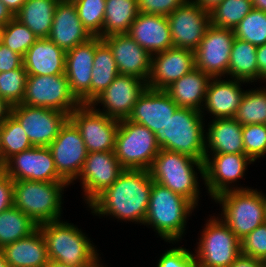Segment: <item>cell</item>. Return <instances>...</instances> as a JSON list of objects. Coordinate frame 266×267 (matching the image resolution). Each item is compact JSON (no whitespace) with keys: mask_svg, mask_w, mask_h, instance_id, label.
I'll use <instances>...</instances> for the list:
<instances>
[{"mask_svg":"<svg viewBox=\"0 0 266 267\" xmlns=\"http://www.w3.org/2000/svg\"><path fill=\"white\" fill-rule=\"evenodd\" d=\"M37 39L27 26L15 18L0 28V42L22 57Z\"/></svg>","mask_w":266,"mask_h":267,"instance_id":"ab89813d","label":"cell"},{"mask_svg":"<svg viewBox=\"0 0 266 267\" xmlns=\"http://www.w3.org/2000/svg\"><path fill=\"white\" fill-rule=\"evenodd\" d=\"M146 88L147 82L144 80L119 74L90 105L113 119H128L139 96ZM98 105H102V109L97 108Z\"/></svg>","mask_w":266,"mask_h":267,"instance_id":"2e32d148","label":"cell"},{"mask_svg":"<svg viewBox=\"0 0 266 267\" xmlns=\"http://www.w3.org/2000/svg\"><path fill=\"white\" fill-rule=\"evenodd\" d=\"M198 264V260L192 251L178 246L169 250L167 249L160 256L156 267H197Z\"/></svg>","mask_w":266,"mask_h":267,"instance_id":"f6af8a7d","label":"cell"},{"mask_svg":"<svg viewBox=\"0 0 266 267\" xmlns=\"http://www.w3.org/2000/svg\"><path fill=\"white\" fill-rule=\"evenodd\" d=\"M104 263H102L100 261V259L95 263L93 264L91 267H106V265L103 266Z\"/></svg>","mask_w":266,"mask_h":267,"instance_id":"91938a15","label":"cell"},{"mask_svg":"<svg viewBox=\"0 0 266 267\" xmlns=\"http://www.w3.org/2000/svg\"><path fill=\"white\" fill-rule=\"evenodd\" d=\"M59 0H26L14 15L27 26L37 38H47L53 22L54 11Z\"/></svg>","mask_w":266,"mask_h":267,"instance_id":"4dcf8cb0","label":"cell"},{"mask_svg":"<svg viewBox=\"0 0 266 267\" xmlns=\"http://www.w3.org/2000/svg\"><path fill=\"white\" fill-rule=\"evenodd\" d=\"M258 82L266 81V44L257 47Z\"/></svg>","mask_w":266,"mask_h":267,"instance_id":"f907efd6","label":"cell"},{"mask_svg":"<svg viewBox=\"0 0 266 267\" xmlns=\"http://www.w3.org/2000/svg\"><path fill=\"white\" fill-rule=\"evenodd\" d=\"M234 119L242 126L266 124V87L245 90Z\"/></svg>","mask_w":266,"mask_h":267,"instance_id":"d590c367","label":"cell"},{"mask_svg":"<svg viewBox=\"0 0 266 267\" xmlns=\"http://www.w3.org/2000/svg\"><path fill=\"white\" fill-rule=\"evenodd\" d=\"M241 83L245 84L247 82L232 78H211L205 103L201 110L203 117L206 114L204 111H207L213 119L234 118L245 93L241 88Z\"/></svg>","mask_w":266,"mask_h":267,"instance_id":"d4e9b609","label":"cell"},{"mask_svg":"<svg viewBox=\"0 0 266 267\" xmlns=\"http://www.w3.org/2000/svg\"><path fill=\"white\" fill-rule=\"evenodd\" d=\"M221 205V220L241 240L265 223L264 193L257 189L227 191L213 199Z\"/></svg>","mask_w":266,"mask_h":267,"instance_id":"52a82bcc","label":"cell"},{"mask_svg":"<svg viewBox=\"0 0 266 267\" xmlns=\"http://www.w3.org/2000/svg\"><path fill=\"white\" fill-rule=\"evenodd\" d=\"M23 65V57L0 42V72H9Z\"/></svg>","mask_w":266,"mask_h":267,"instance_id":"7dc6e473","label":"cell"},{"mask_svg":"<svg viewBox=\"0 0 266 267\" xmlns=\"http://www.w3.org/2000/svg\"><path fill=\"white\" fill-rule=\"evenodd\" d=\"M179 107L165 90L146 88L135 103L128 120L153 133L164 128Z\"/></svg>","mask_w":266,"mask_h":267,"instance_id":"603a6c76","label":"cell"},{"mask_svg":"<svg viewBox=\"0 0 266 267\" xmlns=\"http://www.w3.org/2000/svg\"><path fill=\"white\" fill-rule=\"evenodd\" d=\"M153 179L149 170L124 169L117 180L87 207L94 216H112L117 221L144 224L149 207Z\"/></svg>","mask_w":266,"mask_h":267,"instance_id":"6da1fadb","label":"cell"},{"mask_svg":"<svg viewBox=\"0 0 266 267\" xmlns=\"http://www.w3.org/2000/svg\"><path fill=\"white\" fill-rule=\"evenodd\" d=\"M264 212H265V220H266V194H264Z\"/></svg>","mask_w":266,"mask_h":267,"instance_id":"94428289","label":"cell"},{"mask_svg":"<svg viewBox=\"0 0 266 267\" xmlns=\"http://www.w3.org/2000/svg\"><path fill=\"white\" fill-rule=\"evenodd\" d=\"M195 68V52L189 49L171 47L152 55L151 71L147 87L165 90L174 81Z\"/></svg>","mask_w":266,"mask_h":267,"instance_id":"ffe728a7","label":"cell"},{"mask_svg":"<svg viewBox=\"0 0 266 267\" xmlns=\"http://www.w3.org/2000/svg\"><path fill=\"white\" fill-rule=\"evenodd\" d=\"M149 173L153 181L185 197L198 207V201L201 200L198 173L204 179V162L178 152L160 149L149 168Z\"/></svg>","mask_w":266,"mask_h":267,"instance_id":"5b68a950","label":"cell"},{"mask_svg":"<svg viewBox=\"0 0 266 267\" xmlns=\"http://www.w3.org/2000/svg\"><path fill=\"white\" fill-rule=\"evenodd\" d=\"M47 38L65 52L92 38L83 27L72 0L58 1Z\"/></svg>","mask_w":266,"mask_h":267,"instance_id":"cb8c5ba5","label":"cell"},{"mask_svg":"<svg viewBox=\"0 0 266 267\" xmlns=\"http://www.w3.org/2000/svg\"><path fill=\"white\" fill-rule=\"evenodd\" d=\"M253 163L245 153L205 154L203 184L211 199L227 191L251 189L238 187L237 181L244 177L248 165Z\"/></svg>","mask_w":266,"mask_h":267,"instance_id":"8fae6325","label":"cell"},{"mask_svg":"<svg viewBox=\"0 0 266 267\" xmlns=\"http://www.w3.org/2000/svg\"><path fill=\"white\" fill-rule=\"evenodd\" d=\"M252 9V0H223L210 12L211 25L234 30Z\"/></svg>","mask_w":266,"mask_h":267,"instance_id":"74e56055","label":"cell"},{"mask_svg":"<svg viewBox=\"0 0 266 267\" xmlns=\"http://www.w3.org/2000/svg\"><path fill=\"white\" fill-rule=\"evenodd\" d=\"M229 267H265V262L241 253Z\"/></svg>","mask_w":266,"mask_h":267,"instance_id":"681fc988","label":"cell"},{"mask_svg":"<svg viewBox=\"0 0 266 267\" xmlns=\"http://www.w3.org/2000/svg\"><path fill=\"white\" fill-rule=\"evenodd\" d=\"M21 104L70 114L81 103L72 94L65 74L28 75Z\"/></svg>","mask_w":266,"mask_h":267,"instance_id":"30bf717a","label":"cell"},{"mask_svg":"<svg viewBox=\"0 0 266 267\" xmlns=\"http://www.w3.org/2000/svg\"><path fill=\"white\" fill-rule=\"evenodd\" d=\"M66 182L13 180V205L35 223L61 219Z\"/></svg>","mask_w":266,"mask_h":267,"instance_id":"8992f818","label":"cell"},{"mask_svg":"<svg viewBox=\"0 0 266 267\" xmlns=\"http://www.w3.org/2000/svg\"><path fill=\"white\" fill-rule=\"evenodd\" d=\"M242 138L245 154L256 162L266 155V124L242 126Z\"/></svg>","mask_w":266,"mask_h":267,"instance_id":"7bdbcfd3","label":"cell"},{"mask_svg":"<svg viewBox=\"0 0 266 267\" xmlns=\"http://www.w3.org/2000/svg\"><path fill=\"white\" fill-rule=\"evenodd\" d=\"M11 107L8 102L0 97V126L5 122L6 118L11 114Z\"/></svg>","mask_w":266,"mask_h":267,"instance_id":"db71d44e","label":"cell"},{"mask_svg":"<svg viewBox=\"0 0 266 267\" xmlns=\"http://www.w3.org/2000/svg\"><path fill=\"white\" fill-rule=\"evenodd\" d=\"M11 115L21 124L33 146L48 147L59 134L69 115L57 110L18 104Z\"/></svg>","mask_w":266,"mask_h":267,"instance_id":"5bb4252c","label":"cell"},{"mask_svg":"<svg viewBox=\"0 0 266 267\" xmlns=\"http://www.w3.org/2000/svg\"><path fill=\"white\" fill-rule=\"evenodd\" d=\"M209 121L205 134V154L245 153L242 125L239 122L234 118H217Z\"/></svg>","mask_w":266,"mask_h":267,"instance_id":"83f0119b","label":"cell"},{"mask_svg":"<svg viewBox=\"0 0 266 267\" xmlns=\"http://www.w3.org/2000/svg\"><path fill=\"white\" fill-rule=\"evenodd\" d=\"M127 34L151 56L174 47L167 16L139 13Z\"/></svg>","mask_w":266,"mask_h":267,"instance_id":"484cf974","label":"cell"},{"mask_svg":"<svg viewBox=\"0 0 266 267\" xmlns=\"http://www.w3.org/2000/svg\"><path fill=\"white\" fill-rule=\"evenodd\" d=\"M187 0H137L139 13L168 16Z\"/></svg>","mask_w":266,"mask_h":267,"instance_id":"bcb514c9","label":"cell"},{"mask_svg":"<svg viewBox=\"0 0 266 267\" xmlns=\"http://www.w3.org/2000/svg\"><path fill=\"white\" fill-rule=\"evenodd\" d=\"M253 9L266 12V0H252Z\"/></svg>","mask_w":266,"mask_h":267,"instance_id":"9f6ffc18","label":"cell"},{"mask_svg":"<svg viewBox=\"0 0 266 267\" xmlns=\"http://www.w3.org/2000/svg\"><path fill=\"white\" fill-rule=\"evenodd\" d=\"M27 76L24 65L9 72H0V97H3L10 106L21 104Z\"/></svg>","mask_w":266,"mask_h":267,"instance_id":"b9f144b4","label":"cell"},{"mask_svg":"<svg viewBox=\"0 0 266 267\" xmlns=\"http://www.w3.org/2000/svg\"><path fill=\"white\" fill-rule=\"evenodd\" d=\"M123 170L114 151L88 153L77 178L81 182L85 204H89L102 191L110 187Z\"/></svg>","mask_w":266,"mask_h":267,"instance_id":"d6986e66","label":"cell"},{"mask_svg":"<svg viewBox=\"0 0 266 267\" xmlns=\"http://www.w3.org/2000/svg\"><path fill=\"white\" fill-rule=\"evenodd\" d=\"M235 40L232 29L210 25L195 52V68L211 78L227 76L231 49ZM225 76V77H224Z\"/></svg>","mask_w":266,"mask_h":267,"instance_id":"9a60e30c","label":"cell"},{"mask_svg":"<svg viewBox=\"0 0 266 267\" xmlns=\"http://www.w3.org/2000/svg\"><path fill=\"white\" fill-rule=\"evenodd\" d=\"M111 48L119 74L134 76L147 82L151 71V54L127 33L102 38Z\"/></svg>","mask_w":266,"mask_h":267,"instance_id":"7402d4cb","label":"cell"},{"mask_svg":"<svg viewBox=\"0 0 266 267\" xmlns=\"http://www.w3.org/2000/svg\"><path fill=\"white\" fill-rule=\"evenodd\" d=\"M0 139H1V133H0ZM0 169H1V151H0Z\"/></svg>","mask_w":266,"mask_h":267,"instance_id":"6125c7cd","label":"cell"},{"mask_svg":"<svg viewBox=\"0 0 266 267\" xmlns=\"http://www.w3.org/2000/svg\"><path fill=\"white\" fill-rule=\"evenodd\" d=\"M257 47L253 44L235 38L228 65V78L242 80L248 83L257 82Z\"/></svg>","mask_w":266,"mask_h":267,"instance_id":"d6a6232c","label":"cell"},{"mask_svg":"<svg viewBox=\"0 0 266 267\" xmlns=\"http://www.w3.org/2000/svg\"><path fill=\"white\" fill-rule=\"evenodd\" d=\"M119 75L111 48L100 37H96V50L91 78V102L99 96Z\"/></svg>","mask_w":266,"mask_h":267,"instance_id":"1f68e13d","label":"cell"},{"mask_svg":"<svg viewBox=\"0 0 266 267\" xmlns=\"http://www.w3.org/2000/svg\"><path fill=\"white\" fill-rule=\"evenodd\" d=\"M0 267H9L8 263L6 262V260L4 259L1 251H0Z\"/></svg>","mask_w":266,"mask_h":267,"instance_id":"680465c9","label":"cell"},{"mask_svg":"<svg viewBox=\"0 0 266 267\" xmlns=\"http://www.w3.org/2000/svg\"><path fill=\"white\" fill-rule=\"evenodd\" d=\"M197 6L204 11L210 13L214 10L223 0H192Z\"/></svg>","mask_w":266,"mask_h":267,"instance_id":"816d5d0a","label":"cell"},{"mask_svg":"<svg viewBox=\"0 0 266 267\" xmlns=\"http://www.w3.org/2000/svg\"><path fill=\"white\" fill-rule=\"evenodd\" d=\"M5 6L15 15L26 2V0H1Z\"/></svg>","mask_w":266,"mask_h":267,"instance_id":"11a10c76","label":"cell"},{"mask_svg":"<svg viewBox=\"0 0 266 267\" xmlns=\"http://www.w3.org/2000/svg\"><path fill=\"white\" fill-rule=\"evenodd\" d=\"M1 169L12 180L65 182L59 175L48 147L33 146L10 157Z\"/></svg>","mask_w":266,"mask_h":267,"instance_id":"e0dca14e","label":"cell"},{"mask_svg":"<svg viewBox=\"0 0 266 267\" xmlns=\"http://www.w3.org/2000/svg\"><path fill=\"white\" fill-rule=\"evenodd\" d=\"M13 18L14 15L0 0V28L7 25Z\"/></svg>","mask_w":266,"mask_h":267,"instance_id":"f5cc1de1","label":"cell"},{"mask_svg":"<svg viewBox=\"0 0 266 267\" xmlns=\"http://www.w3.org/2000/svg\"><path fill=\"white\" fill-rule=\"evenodd\" d=\"M160 149L155 134L147 127L119 120L114 154L124 169L149 170Z\"/></svg>","mask_w":266,"mask_h":267,"instance_id":"ba28073f","label":"cell"},{"mask_svg":"<svg viewBox=\"0 0 266 267\" xmlns=\"http://www.w3.org/2000/svg\"><path fill=\"white\" fill-rule=\"evenodd\" d=\"M58 175L71 185L79 177L88 151L78 128L68 119L48 146Z\"/></svg>","mask_w":266,"mask_h":267,"instance_id":"4fadbf2b","label":"cell"},{"mask_svg":"<svg viewBox=\"0 0 266 267\" xmlns=\"http://www.w3.org/2000/svg\"><path fill=\"white\" fill-rule=\"evenodd\" d=\"M13 180L0 169V213L13 206Z\"/></svg>","mask_w":266,"mask_h":267,"instance_id":"c3c4849f","label":"cell"},{"mask_svg":"<svg viewBox=\"0 0 266 267\" xmlns=\"http://www.w3.org/2000/svg\"><path fill=\"white\" fill-rule=\"evenodd\" d=\"M205 126L202 112L179 107L170 117L166 126L158 129L154 134L161 149L178 152L199 162H204Z\"/></svg>","mask_w":266,"mask_h":267,"instance_id":"277c9868","label":"cell"},{"mask_svg":"<svg viewBox=\"0 0 266 267\" xmlns=\"http://www.w3.org/2000/svg\"><path fill=\"white\" fill-rule=\"evenodd\" d=\"M196 207L185 197L153 181L144 226L151 227L162 240L181 241L187 220Z\"/></svg>","mask_w":266,"mask_h":267,"instance_id":"7a4b0ae2","label":"cell"},{"mask_svg":"<svg viewBox=\"0 0 266 267\" xmlns=\"http://www.w3.org/2000/svg\"><path fill=\"white\" fill-rule=\"evenodd\" d=\"M235 38L254 46L266 44V12L252 9L234 28Z\"/></svg>","mask_w":266,"mask_h":267,"instance_id":"f35d334b","label":"cell"},{"mask_svg":"<svg viewBox=\"0 0 266 267\" xmlns=\"http://www.w3.org/2000/svg\"><path fill=\"white\" fill-rule=\"evenodd\" d=\"M241 253L259 259L266 260V222L256 227L252 232L240 240Z\"/></svg>","mask_w":266,"mask_h":267,"instance_id":"ee69618b","label":"cell"},{"mask_svg":"<svg viewBox=\"0 0 266 267\" xmlns=\"http://www.w3.org/2000/svg\"><path fill=\"white\" fill-rule=\"evenodd\" d=\"M69 119L78 128L88 153L114 151L119 120L96 111L90 104H81Z\"/></svg>","mask_w":266,"mask_h":267,"instance_id":"7c38bea8","label":"cell"},{"mask_svg":"<svg viewBox=\"0 0 266 267\" xmlns=\"http://www.w3.org/2000/svg\"><path fill=\"white\" fill-rule=\"evenodd\" d=\"M83 27L92 37L102 38L106 0H72Z\"/></svg>","mask_w":266,"mask_h":267,"instance_id":"60d3db41","label":"cell"},{"mask_svg":"<svg viewBox=\"0 0 266 267\" xmlns=\"http://www.w3.org/2000/svg\"><path fill=\"white\" fill-rule=\"evenodd\" d=\"M37 228L38 224L14 205L2 211L0 213V249L29 236Z\"/></svg>","mask_w":266,"mask_h":267,"instance_id":"e575fe53","label":"cell"},{"mask_svg":"<svg viewBox=\"0 0 266 267\" xmlns=\"http://www.w3.org/2000/svg\"><path fill=\"white\" fill-rule=\"evenodd\" d=\"M45 267H76V266L68 265L66 263H61V262L54 261V260H48Z\"/></svg>","mask_w":266,"mask_h":267,"instance_id":"6f0895ef","label":"cell"},{"mask_svg":"<svg viewBox=\"0 0 266 267\" xmlns=\"http://www.w3.org/2000/svg\"><path fill=\"white\" fill-rule=\"evenodd\" d=\"M38 228L44 236L49 260L91 267L101 259L90 238L73 223L58 220L39 224Z\"/></svg>","mask_w":266,"mask_h":267,"instance_id":"3957f363","label":"cell"},{"mask_svg":"<svg viewBox=\"0 0 266 267\" xmlns=\"http://www.w3.org/2000/svg\"><path fill=\"white\" fill-rule=\"evenodd\" d=\"M96 37L66 51L65 75L72 94L81 104H91V78Z\"/></svg>","mask_w":266,"mask_h":267,"instance_id":"44dd1931","label":"cell"},{"mask_svg":"<svg viewBox=\"0 0 266 267\" xmlns=\"http://www.w3.org/2000/svg\"><path fill=\"white\" fill-rule=\"evenodd\" d=\"M66 52L48 38H38L23 57L28 75L65 74Z\"/></svg>","mask_w":266,"mask_h":267,"instance_id":"4316f807","label":"cell"},{"mask_svg":"<svg viewBox=\"0 0 266 267\" xmlns=\"http://www.w3.org/2000/svg\"><path fill=\"white\" fill-rule=\"evenodd\" d=\"M9 267H45L48 262L46 242L39 228L0 249Z\"/></svg>","mask_w":266,"mask_h":267,"instance_id":"f1b7e54d","label":"cell"},{"mask_svg":"<svg viewBox=\"0 0 266 267\" xmlns=\"http://www.w3.org/2000/svg\"><path fill=\"white\" fill-rule=\"evenodd\" d=\"M102 38L128 33L139 14L137 0H106Z\"/></svg>","mask_w":266,"mask_h":267,"instance_id":"836d02e7","label":"cell"},{"mask_svg":"<svg viewBox=\"0 0 266 267\" xmlns=\"http://www.w3.org/2000/svg\"><path fill=\"white\" fill-rule=\"evenodd\" d=\"M1 167L12 156L33 147L21 124L10 114L0 126Z\"/></svg>","mask_w":266,"mask_h":267,"instance_id":"8d00e7d4","label":"cell"},{"mask_svg":"<svg viewBox=\"0 0 266 267\" xmlns=\"http://www.w3.org/2000/svg\"><path fill=\"white\" fill-rule=\"evenodd\" d=\"M174 47L195 51L211 25L210 13L187 0L167 16Z\"/></svg>","mask_w":266,"mask_h":267,"instance_id":"ac0fdd59","label":"cell"},{"mask_svg":"<svg viewBox=\"0 0 266 267\" xmlns=\"http://www.w3.org/2000/svg\"><path fill=\"white\" fill-rule=\"evenodd\" d=\"M206 220L194 256L203 267H229L241 254L240 239L218 216Z\"/></svg>","mask_w":266,"mask_h":267,"instance_id":"9c48e42d","label":"cell"},{"mask_svg":"<svg viewBox=\"0 0 266 267\" xmlns=\"http://www.w3.org/2000/svg\"><path fill=\"white\" fill-rule=\"evenodd\" d=\"M211 77L194 68L188 74L174 81L165 91L178 107L191 108L201 112Z\"/></svg>","mask_w":266,"mask_h":267,"instance_id":"f546056e","label":"cell"}]
</instances>
